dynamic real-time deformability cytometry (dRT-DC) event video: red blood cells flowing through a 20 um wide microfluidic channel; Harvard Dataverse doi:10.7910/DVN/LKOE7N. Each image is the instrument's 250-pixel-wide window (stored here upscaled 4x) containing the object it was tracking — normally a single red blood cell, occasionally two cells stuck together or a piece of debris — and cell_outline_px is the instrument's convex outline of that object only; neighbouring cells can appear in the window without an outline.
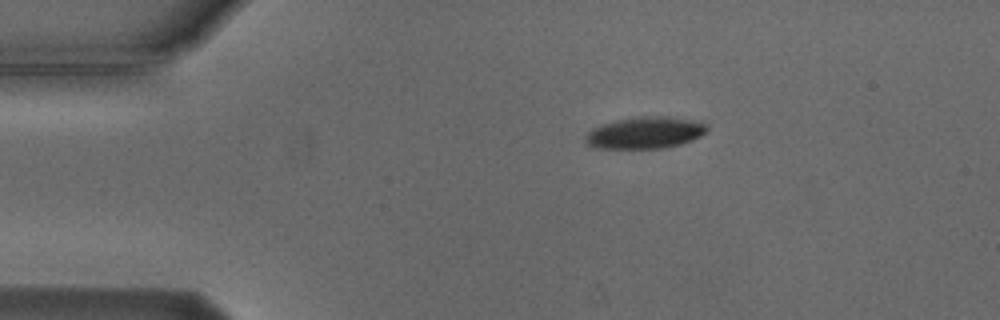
{"species": "Egyptian fruit bat (a non-hibernating species)", "species_latin": "Rousettus aegyptiacus", "temperature_condition": "cold", "stored_images_in_passage": 5, "camera_frame_rate_fps": 3000, "um_per_image_px": 0.085, "animal": {"sex": "male"}, "frame": {"image": 1, "passage_image": 1, "time_ms": 0.0, "image_size_px": [1000, 320], "cell_outline_px": [[708, 132], [692, 140], [680, 144], [660, 148], [596, 148], [588, 144], [584, 140], [584, 136], [592, 128], [600, 124], [616, 120], [640, 116], [668, 116], [704, 120], [708, 128]], "centroid_in_image_um": [54.88, 11.26], "position_along_channel_um": 30.1, "area_um2": 22.89}}
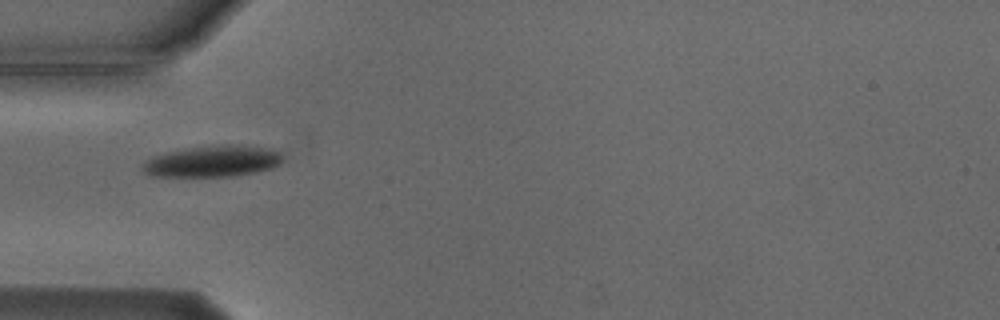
{"frame": {"image": 2, "passage_image": 3, "time_ms": 2.333, "image_size_px": [1000, 320], "cell_outline_px": [[280, 164], [272, 168], [256, 172], [236, 176], [152, 176], [144, 172], [140, 168], [148, 160], [156, 156], [168, 152], [188, 148], [224, 144], [240, 144], [272, 148], [280, 152]], "centroid_in_image_um": [18.13, 13.7], "position_along_channel_um": 66.9, "area_um2": 25.49}}